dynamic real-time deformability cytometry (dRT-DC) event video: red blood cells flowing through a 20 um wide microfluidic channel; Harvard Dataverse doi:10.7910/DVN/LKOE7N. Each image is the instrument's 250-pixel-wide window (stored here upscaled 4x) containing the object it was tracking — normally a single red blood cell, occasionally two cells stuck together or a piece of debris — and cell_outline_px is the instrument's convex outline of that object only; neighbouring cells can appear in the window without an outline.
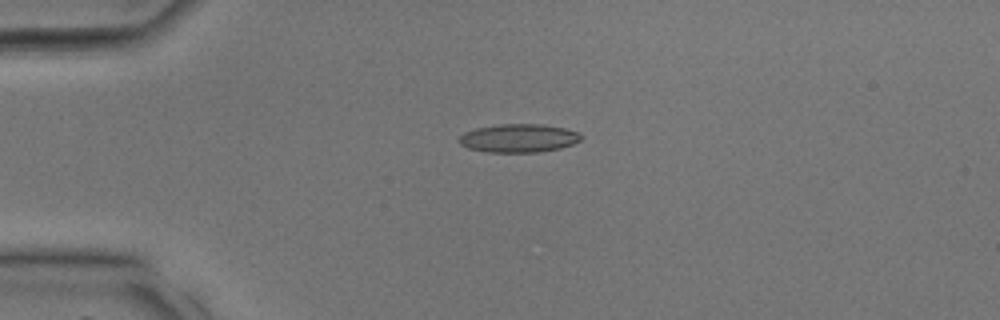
{"species": "common noctule bat (a hibernating species)", "species_latin": "Nyctalus noctula", "temperature_condition": "room temperature", "stored_images_in_passage": 13, "camera_frame_rate_fps": 3000, "um_per_image_px": 0.085, "animal": {"sex": "male", "body_mass_g": 17.9, "forearm_length_mm": 54.2}, "frame": {"image": 1, "passage_image": 3, "time_ms": 0.667, "image_size_px": [1000, 320], "cell_outline_px": [[584, 136], [580, 140], [572, 144], [560, 148], [540, 152], [488, 152], [468, 148], [460, 144], [460, 136], [464, 132], [476, 128], [500, 124], [540, 124], [564, 128], [580, 132]], "centroid_in_image_um": [44.11, 11.74], "position_along_channel_um": 40.9, "area_um2": 20.17}}
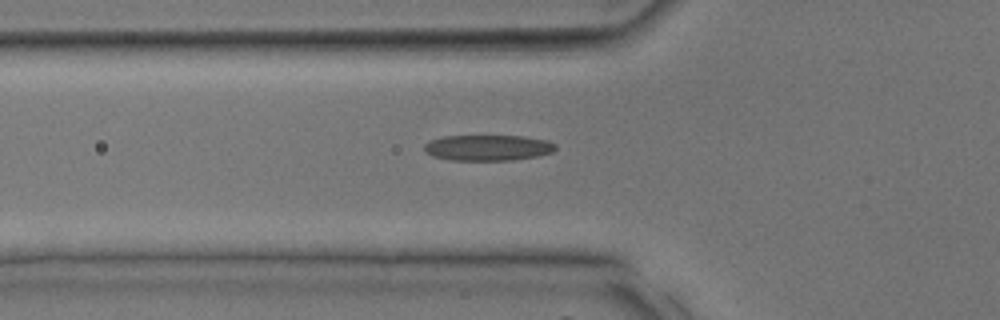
{"frame": {"image": 2, "passage_image": 7, "time_ms": 2.0, "image_size_px": [1000, 320], "cell_outline_px": [[556, 148], [552, 152], [540, 156], [512, 160], [448, 160], [432, 156], [424, 152], [424, 144], [428, 140], [444, 136], [524, 136], [548, 140], [556, 144]], "centroid_in_image_um": [41.46, 12.56], "position_along_channel_um": 84.3, "area_um2": 20.0}}